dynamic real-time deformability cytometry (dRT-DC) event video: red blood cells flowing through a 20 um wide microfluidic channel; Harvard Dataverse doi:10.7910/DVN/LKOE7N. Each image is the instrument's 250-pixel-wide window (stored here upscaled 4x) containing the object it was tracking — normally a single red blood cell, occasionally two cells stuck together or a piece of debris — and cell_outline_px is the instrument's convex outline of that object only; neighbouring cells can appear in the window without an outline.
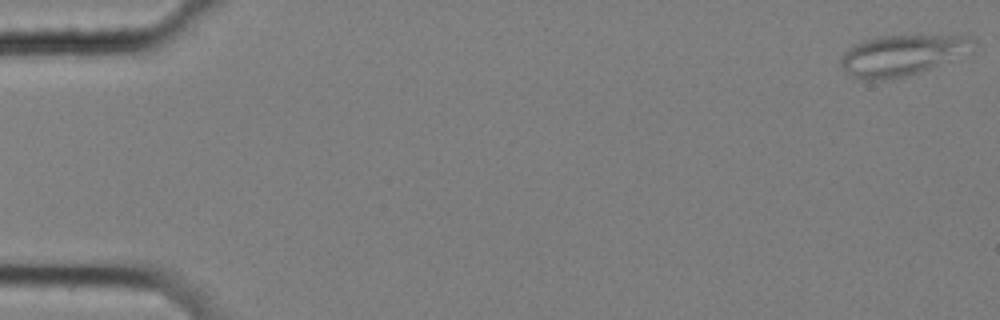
{"species": "common noctule bat (a hibernating species)", "species_latin": "Nyctalus noctula", "temperature_condition": "cold", "stored_images_in_passage": 57, "camera_frame_rate_fps": 3000, "um_per_image_px": 0.085, "animal": {"sex": "female", "body_mass_g": 25.1}, "frame": {"image": 1, "passage_image": 1, "time_ms": 0.0, "image_size_px": [1000, 320], "cell_outline_px": [[976, 40], [936, 64], [928, 68], [908, 76], [884, 80], [864, 80], [852, 76], [840, 64], [840, 56], [848, 48], [864, 40], [876, 36], [972, 36]], "centroid_in_image_um": [76.42, 4.7], "position_along_channel_um": 8.6, "area_um2": 29.71}}
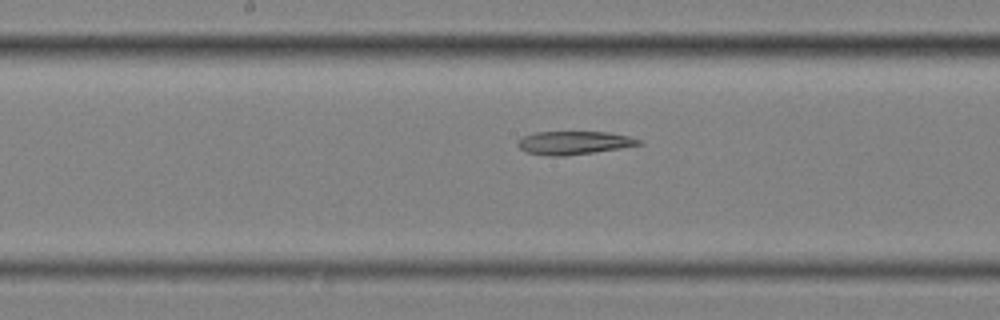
{"frame": {"image": 2, "passage_image": 30, "time_ms": 9.667, "image_size_px": [1000, 320], "cell_outline_px": [[644, 144], [620, 148], [564, 156], [548, 156], [524, 152], [516, 144], [516, 140], [524, 136], [536, 132], [608, 132], [628, 136], [644, 140]], "centroid_in_image_um": [48.77, 12.14], "position_along_channel_um": 199.4, "area_um2": 16.53}}
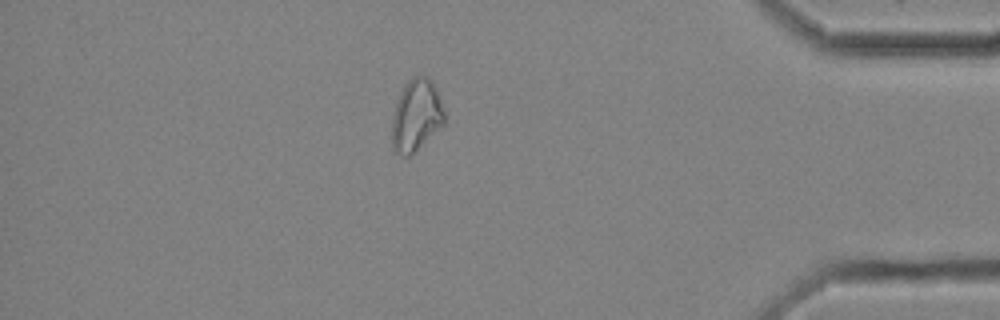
{"frame": {"image": 3, "passage_image": 50, "time_ms": 16.333, "image_size_px": [1000, 320], "cell_outline_px": [[444, 124], [408, 156], [400, 156], [392, 152], [392, 116], [396, 100], [400, 92], [408, 80], [412, 76], [428, 76], [436, 88], [444, 112]], "centroid_in_image_um": [35.34, 9.8], "position_along_channel_um": 399.9, "area_um2": 21.91}}